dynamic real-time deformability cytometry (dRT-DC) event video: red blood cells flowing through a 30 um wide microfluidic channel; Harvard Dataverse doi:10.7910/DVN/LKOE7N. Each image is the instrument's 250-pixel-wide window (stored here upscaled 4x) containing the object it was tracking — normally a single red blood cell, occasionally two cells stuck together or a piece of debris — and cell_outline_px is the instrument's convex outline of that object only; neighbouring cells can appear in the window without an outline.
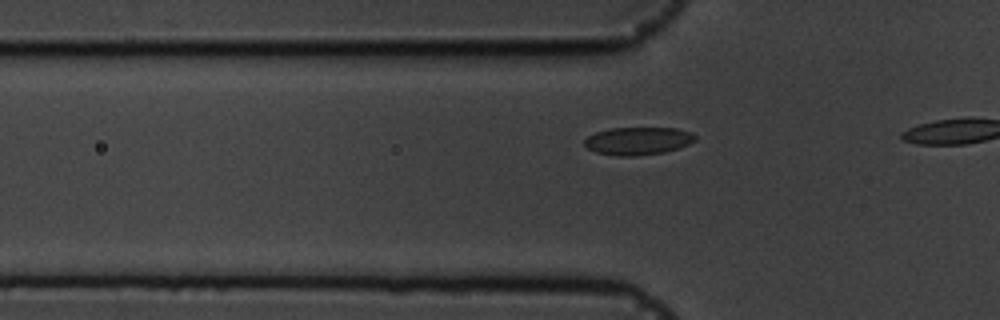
{"species": "common noctule bat (a hibernating species)", "species_latin": "Nyctalus noctula", "temperature_condition": "cold", "stored_images_in_passage": 16, "camera_frame_rate_fps": 3000, "um_per_image_px": 0.085, "animal": {"sex": "male", "body_mass_g": 19.5, "forearm_length_mm": 54.6}, "frame": {"image": 1, "passage_image": 14, "time_ms": 4.333, "image_size_px": [1000, 320], "cell_outline_px": [[696, 140], [680, 148], [664, 152], [636, 156], [620, 156], [596, 152], [588, 148], [584, 144], [584, 140], [588, 136], [596, 132], [608, 128], [676, 128], [692, 132], [696, 136]], "centroid_in_image_um": [54.25, 11.97], "position_along_channel_um": 71.6, "area_um2": 17.98}}